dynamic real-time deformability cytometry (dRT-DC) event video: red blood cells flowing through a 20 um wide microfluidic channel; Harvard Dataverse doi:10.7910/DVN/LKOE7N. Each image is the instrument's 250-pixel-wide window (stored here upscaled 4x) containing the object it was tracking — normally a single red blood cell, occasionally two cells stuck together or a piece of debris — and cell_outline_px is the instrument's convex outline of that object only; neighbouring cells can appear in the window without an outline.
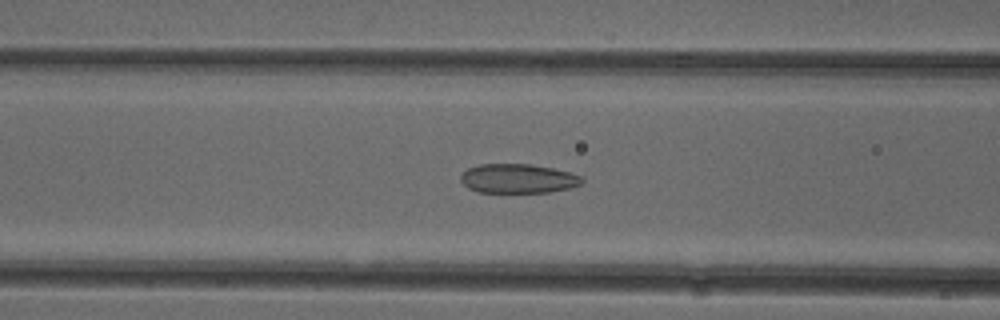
{"species": "common noctule bat (a hibernating species)", "species_latin": "Nyctalus noctula", "temperature_condition": "cold", "stored_images_in_passage": 47, "camera_frame_rate_fps": 3000, "um_per_image_px": 0.085, "animal": {"sex": "female"}, "frame": {"image": 1, "passage_image": 16, "time_ms": 5.0, "image_size_px": [1000, 320], "cell_outline_px": [[584, 180], [580, 184], [568, 188], [548, 192], [480, 192], [468, 188], [460, 180], [460, 176], [468, 168], [480, 164], [532, 164], [572, 172], [580, 176]], "centroid_in_image_um": [44.03, 15.17], "position_along_channel_um": 122.6, "area_um2": 20.58}}
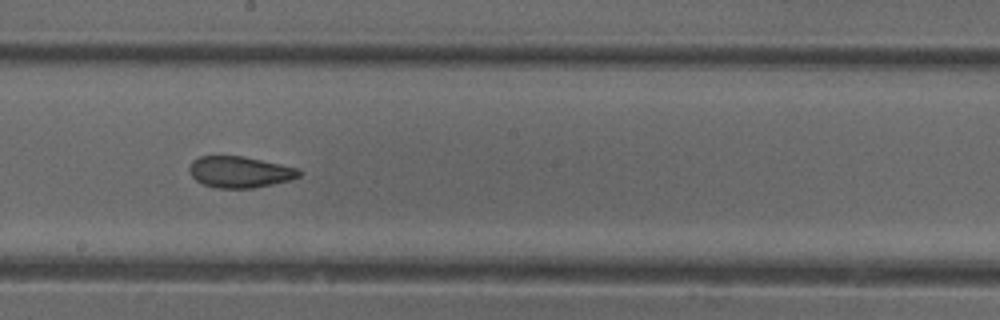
{"frame": {"image": 2, "passage_image": 24, "time_ms": 7.667, "image_size_px": [1000, 320], "cell_outline_px": [[300, 176], [288, 180], [272, 184], [252, 188], [216, 188], [204, 184], [196, 180], [192, 176], [188, 168], [192, 160], [200, 156], [244, 156], [300, 168]], "centroid_in_image_um": [20.37, 14.61], "position_along_channel_um": 227.8, "area_um2": 20.0}}
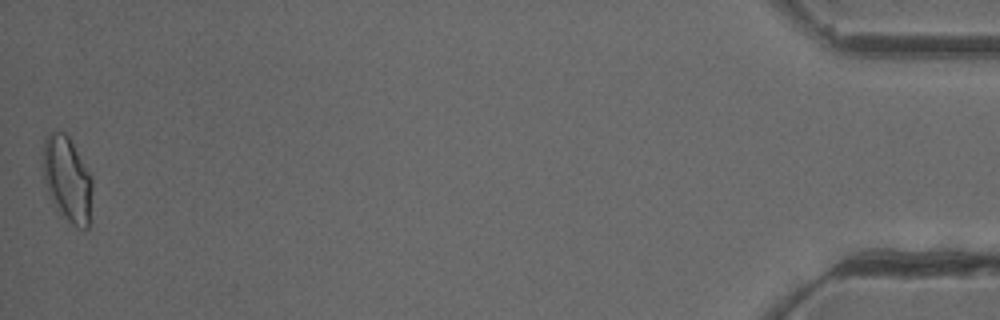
{"frame": {"image": 3, "passage_image": 47, "time_ms": 15.333, "image_size_px": [1000, 320], "cell_outline_px": [[92, 192], [88, 228], [80, 228], [72, 224], [60, 216], [48, 192], [40, 172], [40, 164], [44, 140], [52, 132], [64, 132], [68, 136], [92, 176]], "centroid_in_image_um": [5.68, 15.23], "position_along_channel_um": 429.5, "area_um2": 24.97}, "authors_computed_cell_mechanics": {"area_um2": 21.5016, "velocity_mm_per_s": 3.9441, "shape_relaxation_time_tau1_ms": null, "shape_relaxation_time_tau2_ms": 1.6065, "deformation_change_tau1": null, "deformation_change_tau2": 0.0803}}